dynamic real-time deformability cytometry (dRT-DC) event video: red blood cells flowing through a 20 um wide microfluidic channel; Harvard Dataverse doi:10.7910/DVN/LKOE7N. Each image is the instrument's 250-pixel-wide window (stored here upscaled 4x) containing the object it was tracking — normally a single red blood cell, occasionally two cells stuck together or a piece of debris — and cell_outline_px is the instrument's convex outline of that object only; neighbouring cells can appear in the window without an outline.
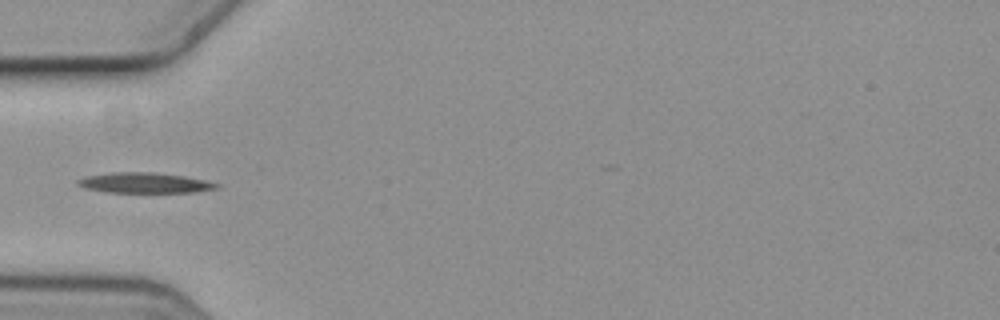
{"species": "common noctule bat (a hibernating species)", "species_latin": "Nyctalus noctula", "temperature_condition": "cold", "stored_images_in_passage": 5, "camera_frame_rate_fps": 3000, "um_per_image_px": 0.085, "animal": {"sex": "female", "body_mass_g": 19.3, "forearm_length_mm": 54.1}, "frame": {"image": 1, "passage_image": 5, "time_ms": 1.333, "image_size_px": [1000, 320], "cell_outline_px": [[220, 188], [196, 192], [104, 192], [84, 188], [76, 184], [76, 180], [84, 176], [112, 172], [152, 172], [184, 176], [204, 180], [220, 184]], "centroid_in_image_um": [12.26, 15.54], "position_along_channel_um": 72.7, "area_um2": 16.59}}